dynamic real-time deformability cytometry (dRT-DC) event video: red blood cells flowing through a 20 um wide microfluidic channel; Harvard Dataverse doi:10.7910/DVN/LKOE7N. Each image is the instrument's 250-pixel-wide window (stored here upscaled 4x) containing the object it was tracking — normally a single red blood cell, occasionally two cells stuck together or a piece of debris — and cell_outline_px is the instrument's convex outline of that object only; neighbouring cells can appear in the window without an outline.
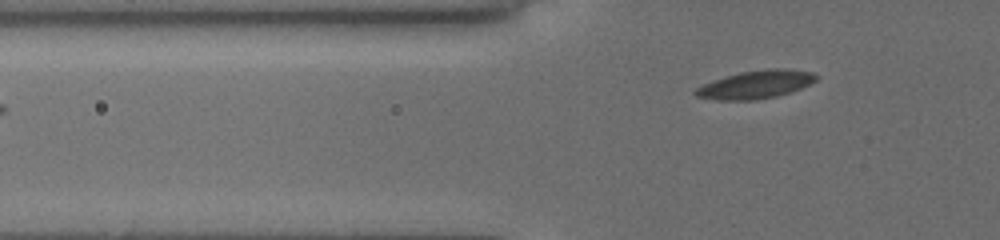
{"species": "common noctule bat (a hibernating species)", "species_latin": "Nyctalus noctula", "temperature_condition": "cold", "stored_images_in_passage": 4, "segment_of_instrument_passage": [2, 2], "camera_frame_rate_fps": 3000, "um_per_image_px": 0.085, "animal": {"sex": "female", "body_mass_g": 19.5, "forearm_length_mm": 54.1}, "frame": {"image": 1, "passage_image": 4, "time_ms": 3.333, "image_size_px": [1000, 240], "cell_outline_px": [[816, 80], [800, 88], [776, 96], [752, 100], [716, 100], [696, 96], [692, 92], [696, 88], [704, 84], [740, 72], [768, 68], [780, 68], [812, 72], [816, 76]], "centroid_in_image_um": [64.2, 7.18], "position_along_channel_um": 61.6, "area_um2": 19.31}}